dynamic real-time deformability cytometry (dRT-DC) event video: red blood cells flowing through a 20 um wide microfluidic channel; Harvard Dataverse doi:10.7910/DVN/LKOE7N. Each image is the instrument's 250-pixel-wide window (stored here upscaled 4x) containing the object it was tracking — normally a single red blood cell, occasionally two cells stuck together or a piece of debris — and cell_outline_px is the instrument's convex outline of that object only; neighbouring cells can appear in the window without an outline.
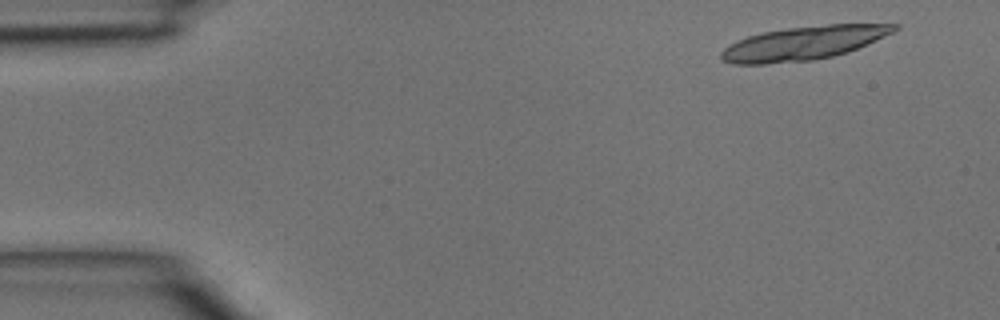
{"species": "common noctule bat (a hibernating species)", "species_latin": "Nyctalus noctula", "temperature_condition": "room temperature", "stored_images_in_passage": 4, "camera_frame_rate_fps": 3000, "um_per_image_px": 0.085, "animal": {"sex": "male", "body_mass_g": 15.6}, "frame": {"image": 1, "passage_image": 1, "time_ms": 0.0, "image_size_px": [1000, 320], "cell_outline_px": [[900, 28], [892, 32], [848, 52], [832, 56], [812, 60], [764, 64], [732, 64], [720, 60], [720, 52], [724, 48], [748, 36], [764, 32], [788, 28], [828, 24], [900, 24]], "centroid_in_image_um": [68.27, 3.67], "position_along_channel_um": 16.7, "area_um2": 33.52}}
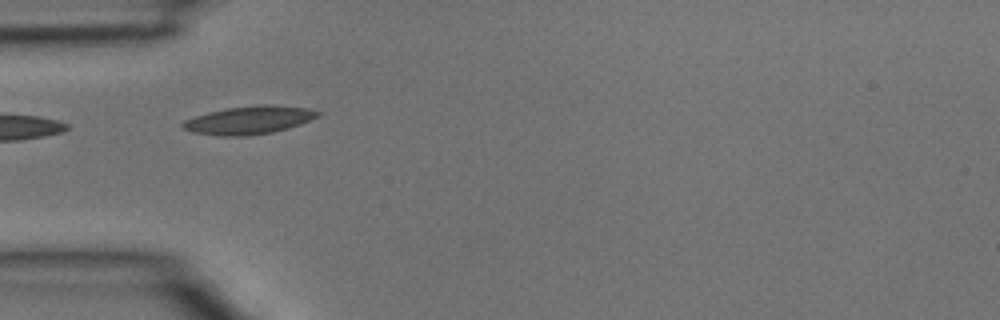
{"frame": {"image": 2, "passage_image": 4, "time_ms": 1.0, "image_size_px": [1000, 320], "cell_outline_px": [[320, 112], [316, 116], [300, 124], [288, 128], [272, 132], [244, 136], [224, 136], [192, 132], [180, 128], [180, 124], [184, 120], [208, 112], [228, 108], [308, 108]], "centroid_in_image_um": [21.01, 10.28], "position_along_channel_um": 64.0, "area_um2": 20.63}}